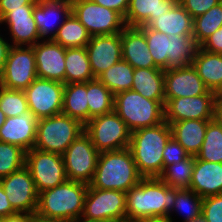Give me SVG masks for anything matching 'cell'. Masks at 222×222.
Instances as JSON below:
<instances>
[{
    "mask_svg": "<svg viewBox=\"0 0 222 222\" xmlns=\"http://www.w3.org/2000/svg\"><path fill=\"white\" fill-rule=\"evenodd\" d=\"M93 79L86 47L65 48V84Z\"/></svg>",
    "mask_w": 222,
    "mask_h": 222,
    "instance_id": "30",
    "label": "cell"
},
{
    "mask_svg": "<svg viewBox=\"0 0 222 222\" xmlns=\"http://www.w3.org/2000/svg\"><path fill=\"white\" fill-rule=\"evenodd\" d=\"M215 102L214 91L194 97L165 98L164 120L168 124L183 120H213Z\"/></svg>",
    "mask_w": 222,
    "mask_h": 222,
    "instance_id": "14",
    "label": "cell"
},
{
    "mask_svg": "<svg viewBox=\"0 0 222 222\" xmlns=\"http://www.w3.org/2000/svg\"><path fill=\"white\" fill-rule=\"evenodd\" d=\"M214 118L222 126V100H216Z\"/></svg>",
    "mask_w": 222,
    "mask_h": 222,
    "instance_id": "52",
    "label": "cell"
},
{
    "mask_svg": "<svg viewBox=\"0 0 222 222\" xmlns=\"http://www.w3.org/2000/svg\"><path fill=\"white\" fill-rule=\"evenodd\" d=\"M94 78L122 60L121 33L91 36L86 45Z\"/></svg>",
    "mask_w": 222,
    "mask_h": 222,
    "instance_id": "16",
    "label": "cell"
},
{
    "mask_svg": "<svg viewBox=\"0 0 222 222\" xmlns=\"http://www.w3.org/2000/svg\"><path fill=\"white\" fill-rule=\"evenodd\" d=\"M215 99L222 100V83L221 85L214 91Z\"/></svg>",
    "mask_w": 222,
    "mask_h": 222,
    "instance_id": "55",
    "label": "cell"
},
{
    "mask_svg": "<svg viewBox=\"0 0 222 222\" xmlns=\"http://www.w3.org/2000/svg\"><path fill=\"white\" fill-rule=\"evenodd\" d=\"M196 157L199 160L222 163V126L215 118L208 122L202 147Z\"/></svg>",
    "mask_w": 222,
    "mask_h": 222,
    "instance_id": "36",
    "label": "cell"
},
{
    "mask_svg": "<svg viewBox=\"0 0 222 222\" xmlns=\"http://www.w3.org/2000/svg\"><path fill=\"white\" fill-rule=\"evenodd\" d=\"M202 216L206 222H222V194L203 198Z\"/></svg>",
    "mask_w": 222,
    "mask_h": 222,
    "instance_id": "42",
    "label": "cell"
},
{
    "mask_svg": "<svg viewBox=\"0 0 222 222\" xmlns=\"http://www.w3.org/2000/svg\"><path fill=\"white\" fill-rule=\"evenodd\" d=\"M38 119L31 110L6 118L0 129V141L17 145L26 152L34 147Z\"/></svg>",
    "mask_w": 222,
    "mask_h": 222,
    "instance_id": "21",
    "label": "cell"
},
{
    "mask_svg": "<svg viewBox=\"0 0 222 222\" xmlns=\"http://www.w3.org/2000/svg\"><path fill=\"white\" fill-rule=\"evenodd\" d=\"M114 111L133 132L164 122V106L130 89L114 95Z\"/></svg>",
    "mask_w": 222,
    "mask_h": 222,
    "instance_id": "5",
    "label": "cell"
},
{
    "mask_svg": "<svg viewBox=\"0 0 222 222\" xmlns=\"http://www.w3.org/2000/svg\"><path fill=\"white\" fill-rule=\"evenodd\" d=\"M192 66L210 91H215L222 83V54L211 53L199 46Z\"/></svg>",
    "mask_w": 222,
    "mask_h": 222,
    "instance_id": "28",
    "label": "cell"
},
{
    "mask_svg": "<svg viewBox=\"0 0 222 222\" xmlns=\"http://www.w3.org/2000/svg\"><path fill=\"white\" fill-rule=\"evenodd\" d=\"M144 32L148 49L155 65L162 70L168 69V57L171 55V40L165 33L153 30L147 26H139Z\"/></svg>",
    "mask_w": 222,
    "mask_h": 222,
    "instance_id": "35",
    "label": "cell"
},
{
    "mask_svg": "<svg viewBox=\"0 0 222 222\" xmlns=\"http://www.w3.org/2000/svg\"><path fill=\"white\" fill-rule=\"evenodd\" d=\"M122 59L134 69L158 68L150 54L144 32L139 27L126 26L121 32Z\"/></svg>",
    "mask_w": 222,
    "mask_h": 222,
    "instance_id": "22",
    "label": "cell"
},
{
    "mask_svg": "<svg viewBox=\"0 0 222 222\" xmlns=\"http://www.w3.org/2000/svg\"><path fill=\"white\" fill-rule=\"evenodd\" d=\"M202 200V197L189 188H176V198L172 211L173 213H183V222H191L194 218L202 215Z\"/></svg>",
    "mask_w": 222,
    "mask_h": 222,
    "instance_id": "39",
    "label": "cell"
},
{
    "mask_svg": "<svg viewBox=\"0 0 222 222\" xmlns=\"http://www.w3.org/2000/svg\"><path fill=\"white\" fill-rule=\"evenodd\" d=\"M65 84L36 78L25 90L28 109L37 119L62 113Z\"/></svg>",
    "mask_w": 222,
    "mask_h": 222,
    "instance_id": "13",
    "label": "cell"
},
{
    "mask_svg": "<svg viewBox=\"0 0 222 222\" xmlns=\"http://www.w3.org/2000/svg\"><path fill=\"white\" fill-rule=\"evenodd\" d=\"M164 89L165 98L194 97L210 91L192 65L165 70Z\"/></svg>",
    "mask_w": 222,
    "mask_h": 222,
    "instance_id": "19",
    "label": "cell"
},
{
    "mask_svg": "<svg viewBox=\"0 0 222 222\" xmlns=\"http://www.w3.org/2000/svg\"><path fill=\"white\" fill-rule=\"evenodd\" d=\"M199 47L211 53L222 54V27L207 37Z\"/></svg>",
    "mask_w": 222,
    "mask_h": 222,
    "instance_id": "45",
    "label": "cell"
},
{
    "mask_svg": "<svg viewBox=\"0 0 222 222\" xmlns=\"http://www.w3.org/2000/svg\"><path fill=\"white\" fill-rule=\"evenodd\" d=\"M26 151L21 147L0 141V179L25 166Z\"/></svg>",
    "mask_w": 222,
    "mask_h": 222,
    "instance_id": "40",
    "label": "cell"
},
{
    "mask_svg": "<svg viewBox=\"0 0 222 222\" xmlns=\"http://www.w3.org/2000/svg\"><path fill=\"white\" fill-rule=\"evenodd\" d=\"M73 222H113L108 220H93V219H87L84 217H79L78 219H75Z\"/></svg>",
    "mask_w": 222,
    "mask_h": 222,
    "instance_id": "54",
    "label": "cell"
},
{
    "mask_svg": "<svg viewBox=\"0 0 222 222\" xmlns=\"http://www.w3.org/2000/svg\"><path fill=\"white\" fill-rule=\"evenodd\" d=\"M30 222H67L60 219L46 218L38 215L37 213L32 214Z\"/></svg>",
    "mask_w": 222,
    "mask_h": 222,
    "instance_id": "51",
    "label": "cell"
},
{
    "mask_svg": "<svg viewBox=\"0 0 222 222\" xmlns=\"http://www.w3.org/2000/svg\"><path fill=\"white\" fill-rule=\"evenodd\" d=\"M193 22L192 16L177 2L165 14L156 16L147 27L168 36L193 35Z\"/></svg>",
    "mask_w": 222,
    "mask_h": 222,
    "instance_id": "25",
    "label": "cell"
},
{
    "mask_svg": "<svg viewBox=\"0 0 222 222\" xmlns=\"http://www.w3.org/2000/svg\"><path fill=\"white\" fill-rule=\"evenodd\" d=\"M91 35L85 26L71 13L52 39L64 48L86 47Z\"/></svg>",
    "mask_w": 222,
    "mask_h": 222,
    "instance_id": "31",
    "label": "cell"
},
{
    "mask_svg": "<svg viewBox=\"0 0 222 222\" xmlns=\"http://www.w3.org/2000/svg\"><path fill=\"white\" fill-rule=\"evenodd\" d=\"M0 110L7 118L20 116L29 110L24 90L8 89L0 85Z\"/></svg>",
    "mask_w": 222,
    "mask_h": 222,
    "instance_id": "41",
    "label": "cell"
},
{
    "mask_svg": "<svg viewBox=\"0 0 222 222\" xmlns=\"http://www.w3.org/2000/svg\"><path fill=\"white\" fill-rule=\"evenodd\" d=\"M189 189L202 198L222 194V163L199 160L194 156Z\"/></svg>",
    "mask_w": 222,
    "mask_h": 222,
    "instance_id": "23",
    "label": "cell"
},
{
    "mask_svg": "<svg viewBox=\"0 0 222 222\" xmlns=\"http://www.w3.org/2000/svg\"><path fill=\"white\" fill-rule=\"evenodd\" d=\"M143 177L138 172L129 148L100 152L90 187L126 193Z\"/></svg>",
    "mask_w": 222,
    "mask_h": 222,
    "instance_id": "3",
    "label": "cell"
},
{
    "mask_svg": "<svg viewBox=\"0 0 222 222\" xmlns=\"http://www.w3.org/2000/svg\"><path fill=\"white\" fill-rule=\"evenodd\" d=\"M100 152L82 132L62 154L67 179L89 185L94 177Z\"/></svg>",
    "mask_w": 222,
    "mask_h": 222,
    "instance_id": "9",
    "label": "cell"
},
{
    "mask_svg": "<svg viewBox=\"0 0 222 222\" xmlns=\"http://www.w3.org/2000/svg\"><path fill=\"white\" fill-rule=\"evenodd\" d=\"M188 156L189 154L184 147L171 137L163 150V169L168 165L182 161Z\"/></svg>",
    "mask_w": 222,
    "mask_h": 222,
    "instance_id": "43",
    "label": "cell"
},
{
    "mask_svg": "<svg viewBox=\"0 0 222 222\" xmlns=\"http://www.w3.org/2000/svg\"><path fill=\"white\" fill-rule=\"evenodd\" d=\"M176 188L159 178H143L126 192V222L145 217H165L173 222Z\"/></svg>",
    "mask_w": 222,
    "mask_h": 222,
    "instance_id": "1",
    "label": "cell"
},
{
    "mask_svg": "<svg viewBox=\"0 0 222 222\" xmlns=\"http://www.w3.org/2000/svg\"><path fill=\"white\" fill-rule=\"evenodd\" d=\"M211 120H183L170 123L172 137L185 151L196 156L203 144L208 122Z\"/></svg>",
    "mask_w": 222,
    "mask_h": 222,
    "instance_id": "26",
    "label": "cell"
},
{
    "mask_svg": "<svg viewBox=\"0 0 222 222\" xmlns=\"http://www.w3.org/2000/svg\"><path fill=\"white\" fill-rule=\"evenodd\" d=\"M84 132L99 152L129 148L131 131L115 111L90 119Z\"/></svg>",
    "mask_w": 222,
    "mask_h": 222,
    "instance_id": "7",
    "label": "cell"
},
{
    "mask_svg": "<svg viewBox=\"0 0 222 222\" xmlns=\"http://www.w3.org/2000/svg\"><path fill=\"white\" fill-rule=\"evenodd\" d=\"M191 222H206L205 218L201 215L200 217L194 218Z\"/></svg>",
    "mask_w": 222,
    "mask_h": 222,
    "instance_id": "57",
    "label": "cell"
},
{
    "mask_svg": "<svg viewBox=\"0 0 222 222\" xmlns=\"http://www.w3.org/2000/svg\"><path fill=\"white\" fill-rule=\"evenodd\" d=\"M222 27V1L204 14L194 18L193 38L200 46L207 37Z\"/></svg>",
    "mask_w": 222,
    "mask_h": 222,
    "instance_id": "38",
    "label": "cell"
},
{
    "mask_svg": "<svg viewBox=\"0 0 222 222\" xmlns=\"http://www.w3.org/2000/svg\"><path fill=\"white\" fill-rule=\"evenodd\" d=\"M37 78L65 84V48L52 39H42L33 46Z\"/></svg>",
    "mask_w": 222,
    "mask_h": 222,
    "instance_id": "17",
    "label": "cell"
},
{
    "mask_svg": "<svg viewBox=\"0 0 222 222\" xmlns=\"http://www.w3.org/2000/svg\"><path fill=\"white\" fill-rule=\"evenodd\" d=\"M134 68L123 59L109 67L97 79L114 95L132 89Z\"/></svg>",
    "mask_w": 222,
    "mask_h": 222,
    "instance_id": "33",
    "label": "cell"
},
{
    "mask_svg": "<svg viewBox=\"0 0 222 222\" xmlns=\"http://www.w3.org/2000/svg\"><path fill=\"white\" fill-rule=\"evenodd\" d=\"M72 13L91 36L121 33L126 27L124 17L117 11L91 0H70Z\"/></svg>",
    "mask_w": 222,
    "mask_h": 222,
    "instance_id": "8",
    "label": "cell"
},
{
    "mask_svg": "<svg viewBox=\"0 0 222 222\" xmlns=\"http://www.w3.org/2000/svg\"><path fill=\"white\" fill-rule=\"evenodd\" d=\"M178 0H130L125 24L130 27L147 26L156 16L165 14Z\"/></svg>",
    "mask_w": 222,
    "mask_h": 222,
    "instance_id": "24",
    "label": "cell"
},
{
    "mask_svg": "<svg viewBox=\"0 0 222 222\" xmlns=\"http://www.w3.org/2000/svg\"><path fill=\"white\" fill-rule=\"evenodd\" d=\"M164 72L159 68H137L133 73L132 90L146 99L165 105Z\"/></svg>",
    "mask_w": 222,
    "mask_h": 222,
    "instance_id": "27",
    "label": "cell"
},
{
    "mask_svg": "<svg viewBox=\"0 0 222 222\" xmlns=\"http://www.w3.org/2000/svg\"><path fill=\"white\" fill-rule=\"evenodd\" d=\"M36 78L33 46H11L0 75V85L8 89L25 90Z\"/></svg>",
    "mask_w": 222,
    "mask_h": 222,
    "instance_id": "10",
    "label": "cell"
},
{
    "mask_svg": "<svg viewBox=\"0 0 222 222\" xmlns=\"http://www.w3.org/2000/svg\"><path fill=\"white\" fill-rule=\"evenodd\" d=\"M25 166L31 173L38 193L54 188L67 180L61 154L32 148L26 152Z\"/></svg>",
    "mask_w": 222,
    "mask_h": 222,
    "instance_id": "11",
    "label": "cell"
},
{
    "mask_svg": "<svg viewBox=\"0 0 222 222\" xmlns=\"http://www.w3.org/2000/svg\"><path fill=\"white\" fill-rule=\"evenodd\" d=\"M9 40L3 38V35L0 34V75L3 70V66L7 59L8 51L11 47Z\"/></svg>",
    "mask_w": 222,
    "mask_h": 222,
    "instance_id": "50",
    "label": "cell"
},
{
    "mask_svg": "<svg viewBox=\"0 0 222 222\" xmlns=\"http://www.w3.org/2000/svg\"><path fill=\"white\" fill-rule=\"evenodd\" d=\"M88 185L67 179L39 193L36 213L42 217L73 222L82 216Z\"/></svg>",
    "mask_w": 222,
    "mask_h": 222,
    "instance_id": "4",
    "label": "cell"
},
{
    "mask_svg": "<svg viewBox=\"0 0 222 222\" xmlns=\"http://www.w3.org/2000/svg\"><path fill=\"white\" fill-rule=\"evenodd\" d=\"M71 13L70 0H40L34 6L33 16L41 39H53L59 27Z\"/></svg>",
    "mask_w": 222,
    "mask_h": 222,
    "instance_id": "20",
    "label": "cell"
},
{
    "mask_svg": "<svg viewBox=\"0 0 222 222\" xmlns=\"http://www.w3.org/2000/svg\"><path fill=\"white\" fill-rule=\"evenodd\" d=\"M103 7L113 9L120 13L124 18L128 10L130 0H91Z\"/></svg>",
    "mask_w": 222,
    "mask_h": 222,
    "instance_id": "47",
    "label": "cell"
},
{
    "mask_svg": "<svg viewBox=\"0 0 222 222\" xmlns=\"http://www.w3.org/2000/svg\"><path fill=\"white\" fill-rule=\"evenodd\" d=\"M0 183L17 212L36 213L39 193L26 166L1 178Z\"/></svg>",
    "mask_w": 222,
    "mask_h": 222,
    "instance_id": "15",
    "label": "cell"
},
{
    "mask_svg": "<svg viewBox=\"0 0 222 222\" xmlns=\"http://www.w3.org/2000/svg\"><path fill=\"white\" fill-rule=\"evenodd\" d=\"M82 217L126 222V193L118 190L97 189L88 185Z\"/></svg>",
    "mask_w": 222,
    "mask_h": 222,
    "instance_id": "12",
    "label": "cell"
},
{
    "mask_svg": "<svg viewBox=\"0 0 222 222\" xmlns=\"http://www.w3.org/2000/svg\"><path fill=\"white\" fill-rule=\"evenodd\" d=\"M6 115L0 110V129L3 126L4 122L6 121Z\"/></svg>",
    "mask_w": 222,
    "mask_h": 222,
    "instance_id": "56",
    "label": "cell"
},
{
    "mask_svg": "<svg viewBox=\"0 0 222 222\" xmlns=\"http://www.w3.org/2000/svg\"><path fill=\"white\" fill-rule=\"evenodd\" d=\"M40 0H0V19L12 9H23V5H36Z\"/></svg>",
    "mask_w": 222,
    "mask_h": 222,
    "instance_id": "46",
    "label": "cell"
},
{
    "mask_svg": "<svg viewBox=\"0 0 222 222\" xmlns=\"http://www.w3.org/2000/svg\"><path fill=\"white\" fill-rule=\"evenodd\" d=\"M32 214L26 212H15L0 219V222H30Z\"/></svg>",
    "mask_w": 222,
    "mask_h": 222,
    "instance_id": "49",
    "label": "cell"
},
{
    "mask_svg": "<svg viewBox=\"0 0 222 222\" xmlns=\"http://www.w3.org/2000/svg\"><path fill=\"white\" fill-rule=\"evenodd\" d=\"M89 120L114 111V94L97 78L87 81Z\"/></svg>",
    "mask_w": 222,
    "mask_h": 222,
    "instance_id": "32",
    "label": "cell"
},
{
    "mask_svg": "<svg viewBox=\"0 0 222 222\" xmlns=\"http://www.w3.org/2000/svg\"><path fill=\"white\" fill-rule=\"evenodd\" d=\"M82 132L84 125L64 113L41 118L37 122L33 148L62 155Z\"/></svg>",
    "mask_w": 222,
    "mask_h": 222,
    "instance_id": "6",
    "label": "cell"
},
{
    "mask_svg": "<svg viewBox=\"0 0 222 222\" xmlns=\"http://www.w3.org/2000/svg\"><path fill=\"white\" fill-rule=\"evenodd\" d=\"M134 222H170V220L165 217H145L137 219Z\"/></svg>",
    "mask_w": 222,
    "mask_h": 222,
    "instance_id": "53",
    "label": "cell"
},
{
    "mask_svg": "<svg viewBox=\"0 0 222 222\" xmlns=\"http://www.w3.org/2000/svg\"><path fill=\"white\" fill-rule=\"evenodd\" d=\"M34 6L23 5V9H12L0 19V25L6 23L8 26L11 46H34L42 40L33 16Z\"/></svg>",
    "mask_w": 222,
    "mask_h": 222,
    "instance_id": "18",
    "label": "cell"
},
{
    "mask_svg": "<svg viewBox=\"0 0 222 222\" xmlns=\"http://www.w3.org/2000/svg\"><path fill=\"white\" fill-rule=\"evenodd\" d=\"M87 100V82L65 84L62 113L85 126L89 122Z\"/></svg>",
    "mask_w": 222,
    "mask_h": 222,
    "instance_id": "29",
    "label": "cell"
},
{
    "mask_svg": "<svg viewBox=\"0 0 222 222\" xmlns=\"http://www.w3.org/2000/svg\"><path fill=\"white\" fill-rule=\"evenodd\" d=\"M171 40V55L168 57V69L192 65L198 45L193 35H173Z\"/></svg>",
    "mask_w": 222,
    "mask_h": 222,
    "instance_id": "34",
    "label": "cell"
},
{
    "mask_svg": "<svg viewBox=\"0 0 222 222\" xmlns=\"http://www.w3.org/2000/svg\"><path fill=\"white\" fill-rule=\"evenodd\" d=\"M194 168V156L189 155L180 162L166 166L158 177L169 187L189 188Z\"/></svg>",
    "mask_w": 222,
    "mask_h": 222,
    "instance_id": "37",
    "label": "cell"
},
{
    "mask_svg": "<svg viewBox=\"0 0 222 222\" xmlns=\"http://www.w3.org/2000/svg\"><path fill=\"white\" fill-rule=\"evenodd\" d=\"M17 212L7 199V195L0 183V219Z\"/></svg>",
    "mask_w": 222,
    "mask_h": 222,
    "instance_id": "48",
    "label": "cell"
},
{
    "mask_svg": "<svg viewBox=\"0 0 222 222\" xmlns=\"http://www.w3.org/2000/svg\"><path fill=\"white\" fill-rule=\"evenodd\" d=\"M221 1L222 0H178L180 5L193 19L204 14Z\"/></svg>",
    "mask_w": 222,
    "mask_h": 222,
    "instance_id": "44",
    "label": "cell"
},
{
    "mask_svg": "<svg viewBox=\"0 0 222 222\" xmlns=\"http://www.w3.org/2000/svg\"><path fill=\"white\" fill-rule=\"evenodd\" d=\"M171 137L166 121L131 132L129 149L143 178H158L163 172V150Z\"/></svg>",
    "mask_w": 222,
    "mask_h": 222,
    "instance_id": "2",
    "label": "cell"
}]
</instances>
